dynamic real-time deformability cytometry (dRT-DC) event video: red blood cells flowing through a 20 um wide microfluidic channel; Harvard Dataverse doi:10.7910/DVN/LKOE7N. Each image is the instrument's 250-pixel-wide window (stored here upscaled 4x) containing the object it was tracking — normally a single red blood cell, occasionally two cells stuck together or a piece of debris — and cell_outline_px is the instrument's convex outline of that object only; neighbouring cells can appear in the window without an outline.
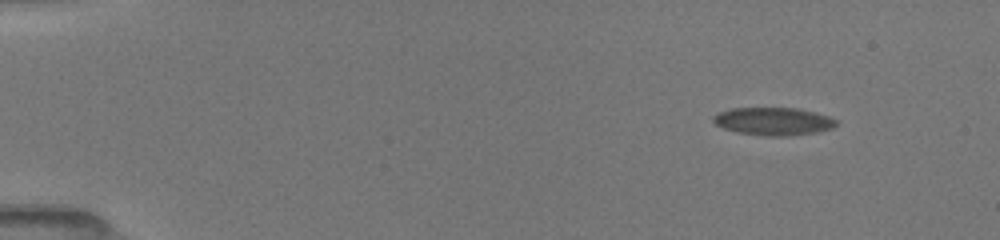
{"species": "common noctule bat (a hibernating species)", "species_latin": "Nyctalus noctula", "temperature_condition": "room temperature", "stored_images_in_passage": 29, "camera_frame_rate_fps": 3000, "um_per_image_px": 0.085, "animal": {"sex": "female", "body_mass_g": 19.5, "forearm_length_mm": 54.1}, "frame": {"image": 1, "passage_image": 2, "time_ms": 1.333, "image_size_px": [1000, 240], "cell_outline_px": [[836, 124], [832, 128], [816, 132], [788, 136], [768, 136], [740, 132], [724, 128], [716, 124], [712, 120], [712, 116], [720, 112], [732, 108], [796, 108], [828, 116], [836, 120]], "centroid_in_image_um": [65.72, 10.31], "position_along_channel_um": 19.3, "area_um2": 19.59}}
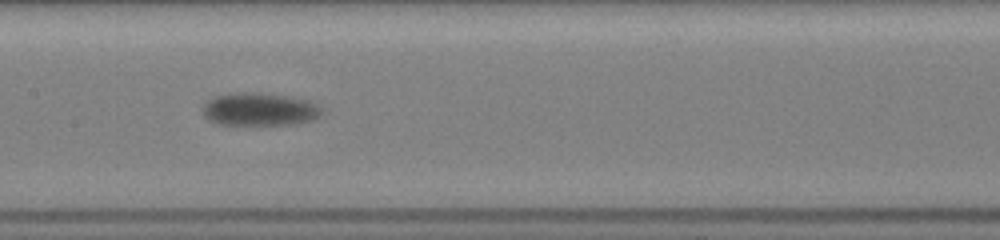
{"frame": {"image": 2, "passage_image": 13, "time_ms": 8.667, "image_size_px": [1000, 240], "cell_outline_px": [[320, 112], [312, 120], [296, 124], [216, 124], [204, 112], [204, 104], [208, 100], [216, 96], [244, 92], [284, 96], [308, 100], [320, 108]], "centroid_in_image_um": [22.05, 9.3], "position_along_channel_um": 185.3, "area_um2": 21.91}}
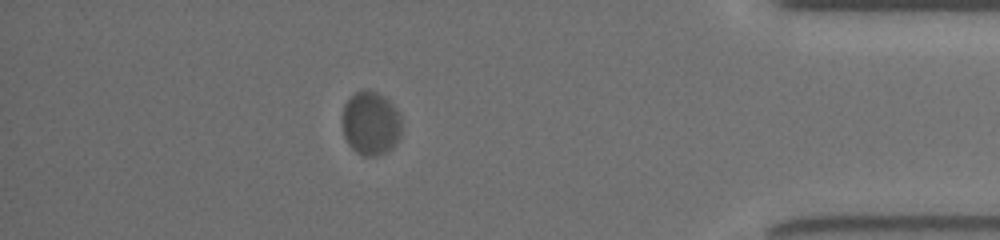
{"frame": {"image": 3, "passage_image": 25, "time_ms": 15.333, "image_size_px": [1000, 240], "cell_outline_px": [[400, 136], [392, 148], [376, 156], [364, 156], [356, 152], [348, 144], [344, 136], [344, 104], [356, 92], [364, 88], [376, 92], [388, 100], [400, 112]], "centroid_in_image_um": [31.52, 10.48], "position_along_channel_um": 403.7, "area_um2": 21.79}, "authors_computed_cell_mechanics": {"area_um2": 21.9062, "velocity_mm_per_s": 3.8094, "shape_relaxation_time_tau1_ms": 1.6616, "shape_relaxation_time_tau2_ms": null, "deformation_change_tau1": 0.0539, "deformation_change_tau2": null}}